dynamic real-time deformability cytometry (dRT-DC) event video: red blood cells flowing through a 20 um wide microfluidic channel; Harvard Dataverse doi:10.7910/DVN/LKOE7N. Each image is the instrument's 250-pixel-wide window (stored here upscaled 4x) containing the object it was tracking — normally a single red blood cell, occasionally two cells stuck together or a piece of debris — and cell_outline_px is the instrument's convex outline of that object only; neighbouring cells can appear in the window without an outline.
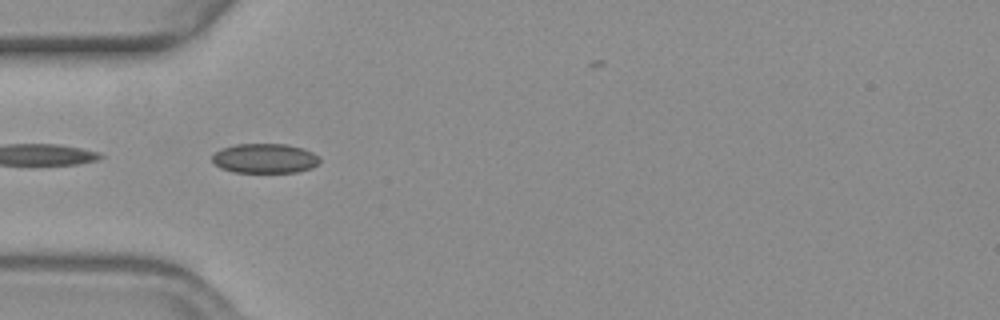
{"species": "common noctule bat (a hibernating species)", "species_latin": "Nyctalus noctula", "temperature_condition": "warm", "stored_images_in_passage": 8, "camera_frame_rate_fps": 3000, "um_per_image_px": 0.085, "animal": {"sex": "female", "body_mass_g": 19.3, "forearm_length_mm": 54.1}, "frame": {"image": 1, "passage_image": 4, "time_ms": 1.0, "image_size_px": [1000, 320], "cell_outline_px": [[320, 160], [312, 168], [296, 172], [232, 172], [220, 168], [212, 160], [212, 156], [220, 148], [236, 144], [288, 144], [304, 148], [320, 156]], "centroid_in_image_um": [22.52, 13.45], "position_along_channel_um": 62.5, "area_um2": 18.67}}